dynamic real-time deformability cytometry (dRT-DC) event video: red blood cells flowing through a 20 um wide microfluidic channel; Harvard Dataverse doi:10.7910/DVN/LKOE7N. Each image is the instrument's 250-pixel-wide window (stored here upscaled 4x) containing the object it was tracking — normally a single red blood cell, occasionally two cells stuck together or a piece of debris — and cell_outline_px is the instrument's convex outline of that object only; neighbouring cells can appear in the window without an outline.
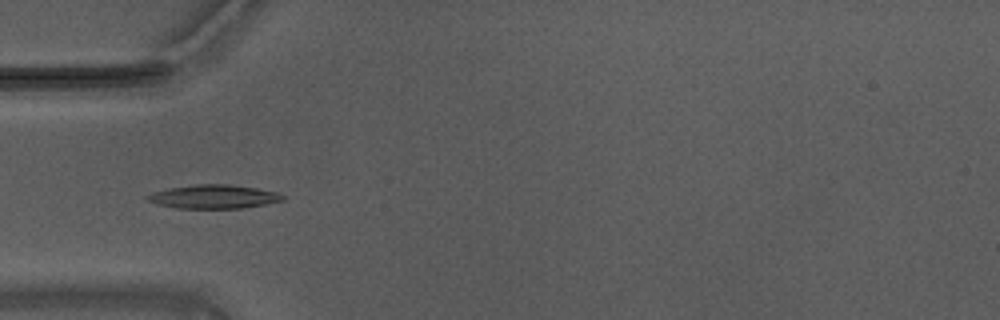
{"species": "Egyptian fruit bat (a non-hibernating species)", "species_latin": "Rousettus aegyptiacus", "temperature_condition": "warm", "stored_images_in_passage": 7, "camera_frame_rate_fps": 3000, "um_per_image_px": 0.085, "animal": {"sex": "male"}, "frame": {"image": 1, "passage_image": 1, "time_ms": 0.0, "image_size_px": [1000, 320], "cell_outline_px": [[284, 200], [268, 204], [244, 208], [176, 208], [156, 204], [144, 200], [144, 196], [152, 192], [168, 188], [196, 184], [228, 184], [256, 188], [276, 192], [284, 196]], "centroid_in_image_um": [18.11, 16.72], "position_along_channel_um": 66.9, "area_um2": 18.9}}